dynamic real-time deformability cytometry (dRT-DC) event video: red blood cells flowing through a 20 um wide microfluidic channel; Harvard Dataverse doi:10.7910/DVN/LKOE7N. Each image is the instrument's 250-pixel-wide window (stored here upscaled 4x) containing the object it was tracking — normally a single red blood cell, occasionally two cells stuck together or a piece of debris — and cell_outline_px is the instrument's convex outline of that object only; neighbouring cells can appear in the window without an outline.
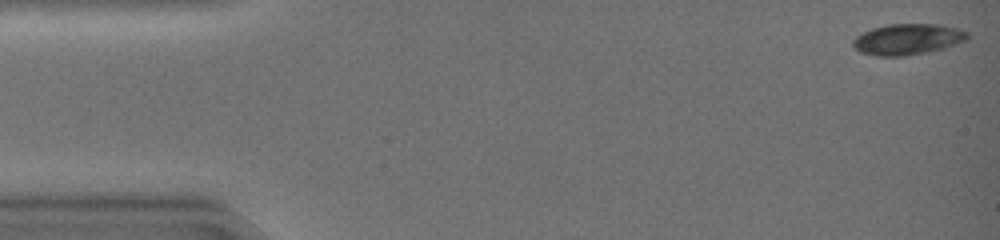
{"species": "common noctule bat (a hibernating species)", "species_latin": "Nyctalus noctula", "temperature_condition": "warm", "stored_images_in_passage": 44, "camera_frame_rate_fps": 3000, "um_per_image_px": 0.085, "animal": {"sex": "female", "body_mass_g": 19.0, "forearm_length_mm": 51.5}, "frame": {"image": 1, "passage_image": 1, "time_ms": 0.0, "image_size_px": [1000, 240], "cell_outline_px": [[968, 40], [944, 48], [928, 52], [904, 56], [876, 56], [860, 52], [852, 44], [852, 40], [856, 36], [872, 28], [888, 24], [940, 24], [956, 28], [968, 32]], "centroid_in_image_um": [77.15, 3.34], "position_along_channel_um": 7.8, "area_um2": 20.69}}
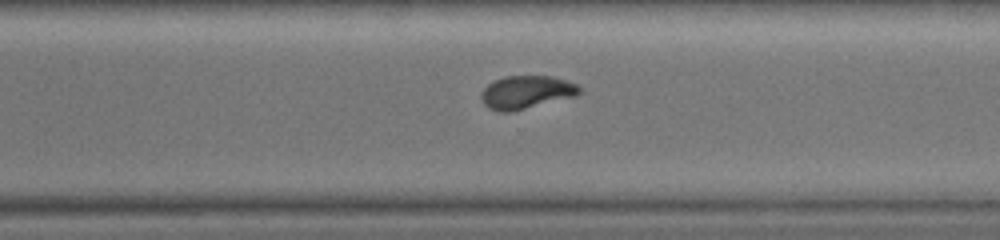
{"frame": {"image": 2, "passage_image": 32, "time_ms": 10.333, "image_size_px": [1000, 240], "cell_outline_px": [[584, 92], [576, 96], [512, 112], [500, 112], [488, 108], [484, 104], [480, 96], [480, 92], [488, 84], [504, 76], [552, 76], [568, 80], [576, 84]], "centroid_in_image_um": [44.76, 7.84], "position_along_channel_um": 325.8, "area_um2": 19.19}}
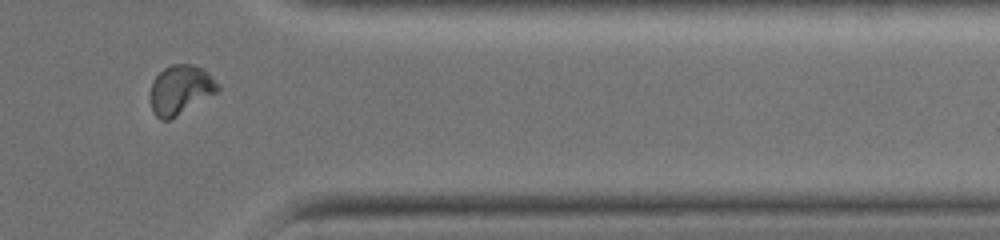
{"frame": {"image": 3, "passage_image": 37, "time_ms": 12.0, "image_size_px": [1000, 240], "cell_outline_px": [[220, 88], [216, 92], [176, 116], [168, 120], [160, 120], [152, 112], [148, 100], [148, 92], [152, 80], [164, 68], [172, 64], [192, 64], [204, 68], [220, 84]], "centroid_in_image_um": [15.28, 7.62], "position_along_channel_um": 396.1, "area_um2": 19.71}, "authors_computed_cell_mechanics": {"area_um2": 20.1144, "velocity_mm_per_s": 4.3433, "shape_relaxation_time_tau1_ms": 4.8727, "shape_relaxation_time_tau2_ms": 1.1318, "deformation_change_tau1": 0.1969, "deformation_change_tau2": 0.048}}